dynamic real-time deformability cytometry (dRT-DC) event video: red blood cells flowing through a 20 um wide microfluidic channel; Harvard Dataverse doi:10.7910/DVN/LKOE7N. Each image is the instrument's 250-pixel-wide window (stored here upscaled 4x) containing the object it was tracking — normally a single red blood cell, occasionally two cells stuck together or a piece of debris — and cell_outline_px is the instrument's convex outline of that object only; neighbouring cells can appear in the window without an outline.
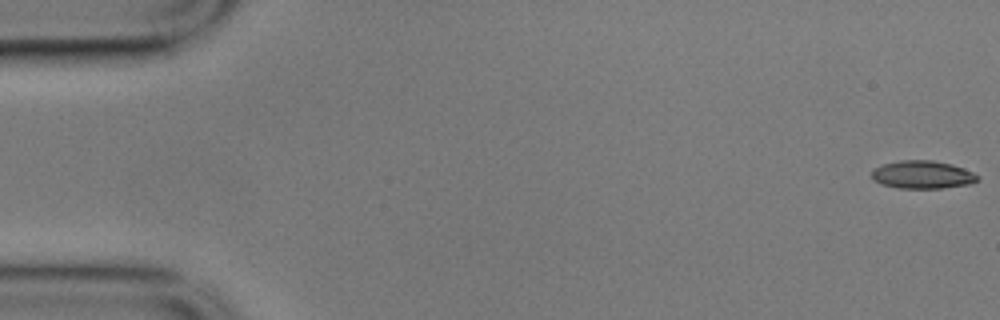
{"species": "common noctule bat (a hibernating species)", "species_latin": "Nyctalus noctula", "temperature_condition": "cold", "stored_images_in_passage": 57, "camera_frame_rate_fps": 3000, "um_per_image_px": 0.085, "animal": {"sex": "male", "body_mass_g": 17.9}, "frame": {"image": 1, "passage_image": 1, "time_ms": 0.0, "image_size_px": [1000, 320], "cell_outline_px": [[980, 180], [972, 184], [940, 188], [900, 188], [880, 184], [872, 176], [872, 172], [876, 168], [884, 164], [900, 160], [932, 160], [952, 164], [964, 168], [972, 172]], "centroid_in_image_um": [78.45, 14.85], "position_along_channel_um": 6.6, "area_um2": 17.11}}
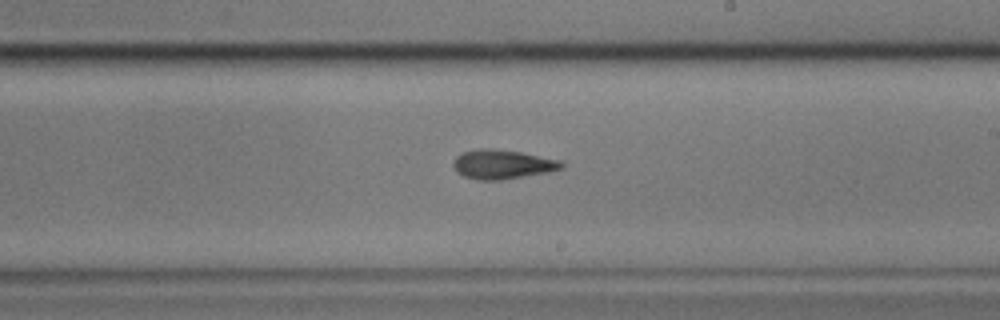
{"frame": {"image": 2, "passage_image": 33, "time_ms": 10.667, "image_size_px": [1000, 320], "cell_outline_px": [[564, 168], [548, 172], [500, 180], [476, 180], [464, 176], [456, 172], [452, 164], [456, 156], [460, 152], [480, 148], [492, 148], [520, 152], [564, 160]], "centroid_in_image_um": [42.71, 13.96], "position_along_channel_um": 246.3, "area_um2": 18.73}}
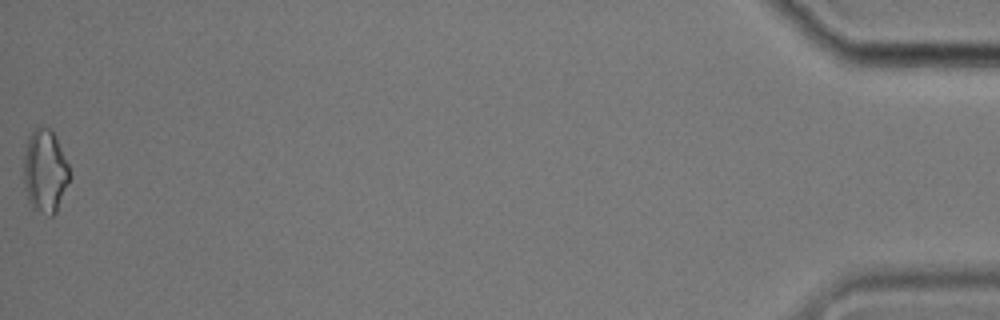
{"frame": {"image": 3, "passage_image": 57, "time_ms": 18.667, "image_size_px": [1000, 320], "cell_outline_px": [[72, 176], [56, 212], [52, 216], [48, 216], [32, 208], [28, 200], [24, 180], [24, 156], [28, 140], [32, 132], [36, 128], [48, 128], [56, 136], [68, 164]], "centroid_in_image_um": [3.86, 14.59], "position_along_channel_um": 431.3, "area_um2": 22.14}, "authors_computed_cell_mechanics": {"area_um2": 18.207, "velocity_mm_per_s": 3.5335, "shape_relaxation_time_tau1_ms": 4.4077, "shape_relaxation_time_tau2_ms": 5.0225, "deformation_change_tau1": 0.0995, "deformation_change_tau2": 0.1464}}